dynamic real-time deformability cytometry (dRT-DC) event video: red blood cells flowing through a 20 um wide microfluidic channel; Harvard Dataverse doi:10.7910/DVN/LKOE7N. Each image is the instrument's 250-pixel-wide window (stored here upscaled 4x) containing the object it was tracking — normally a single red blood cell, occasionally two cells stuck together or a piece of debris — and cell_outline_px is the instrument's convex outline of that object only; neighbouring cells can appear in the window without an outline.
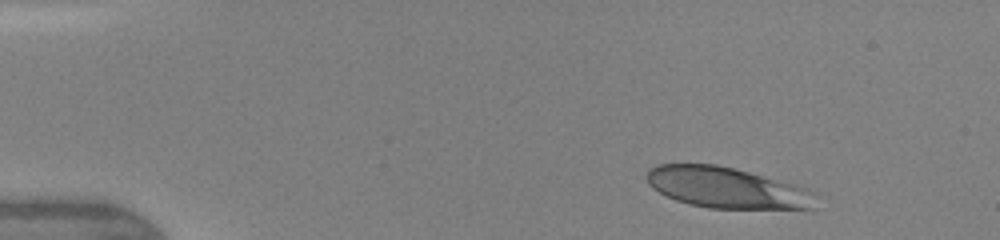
{"species": "human", "species_latin": "Homo sapiens", "temperature_condition": "warm", "stored_images_in_passage": 4, "segment_of_instrument_passage": [1, 2], "camera_frame_rate_fps": 3000, "um_per_image_px": 0.085, "donor": {"sex": "female"}, "frame": {"image": 1, "passage_image": 1, "time_ms": 0.0, "image_size_px": [1000, 240], "cell_outline_px": [[828, 196], [816, 208], [708, 208], [688, 204], [676, 200], [652, 188], [648, 184], [648, 172], [656, 164], [716, 164], [748, 172], [808, 188]], "centroid_in_image_um": [61.94, 15.98], "position_along_channel_um": 23.1, "area_um2": 40.69}}